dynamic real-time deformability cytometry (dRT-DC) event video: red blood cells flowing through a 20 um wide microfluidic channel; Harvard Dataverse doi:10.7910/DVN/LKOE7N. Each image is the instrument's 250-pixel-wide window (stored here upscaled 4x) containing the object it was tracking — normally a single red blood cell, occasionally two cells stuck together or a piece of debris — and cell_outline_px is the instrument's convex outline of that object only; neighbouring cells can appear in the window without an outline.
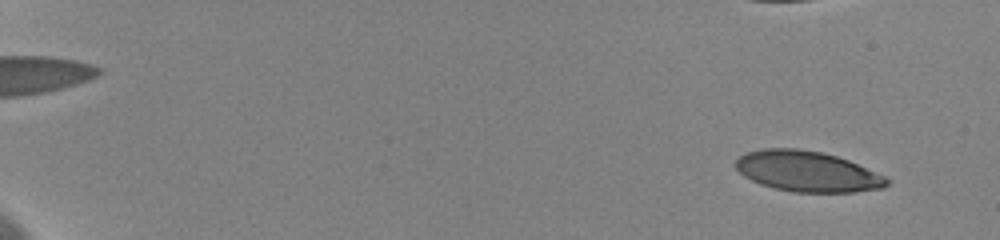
{"species": "human", "species_latin": "Homo sapiens", "temperature_condition": "cold", "stored_images_in_passage": 20, "camera_frame_rate_fps": 3000, "um_per_image_px": 0.085, "donor": {"sex": "female"}, "frame": {"image": 1, "passage_image": 4, "time_ms": 1.0, "image_size_px": [1000, 240], "cell_outline_px": [[888, 184], [884, 188], [856, 192], [792, 192], [772, 188], [760, 184], [744, 176], [736, 168], [736, 160], [744, 152], [764, 148], [796, 148], [820, 152], [836, 156], [848, 160], [884, 176], [888, 180]], "centroid_in_image_um": [68.59, 14.57], "position_along_channel_um": 16.4, "area_um2": 35.66}}